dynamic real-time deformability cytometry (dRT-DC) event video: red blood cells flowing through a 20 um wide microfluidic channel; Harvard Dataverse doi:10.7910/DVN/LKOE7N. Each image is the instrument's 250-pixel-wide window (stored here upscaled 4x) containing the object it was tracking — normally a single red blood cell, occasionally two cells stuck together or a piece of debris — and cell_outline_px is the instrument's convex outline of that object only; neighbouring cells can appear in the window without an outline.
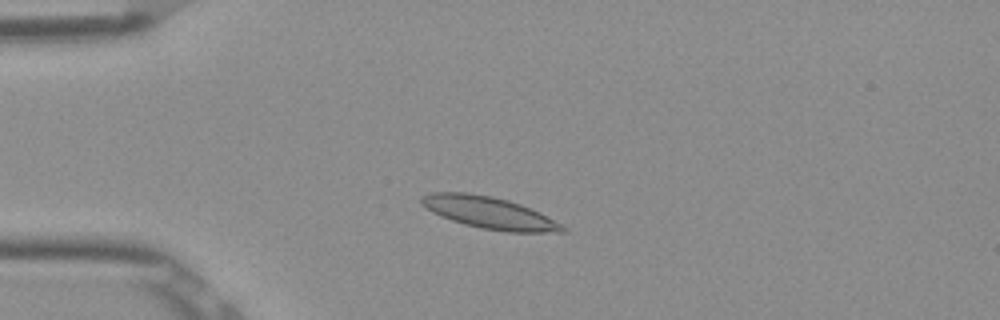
{"species": "Egyptian fruit bat (a non-hibernating species)", "species_latin": "Rousettus aegyptiacus", "temperature_condition": "room temperature", "stored_images_in_passage": 50, "camera_frame_rate_fps": 3000, "um_per_image_px": 0.085, "frame": {"image": 1, "passage_image": 10, "time_ms": 3.0, "image_size_px": [1000, 320], "cell_outline_px": [[568, 232], [508, 232], [480, 228], [464, 224], [440, 216], [432, 212], [420, 204], [420, 196], [432, 192], [468, 192], [492, 196], [508, 200], [520, 204], [540, 212], [568, 228]], "centroid_in_image_um": [41.58, 18.08], "position_along_channel_um": 43.4, "area_um2": 26.41}}
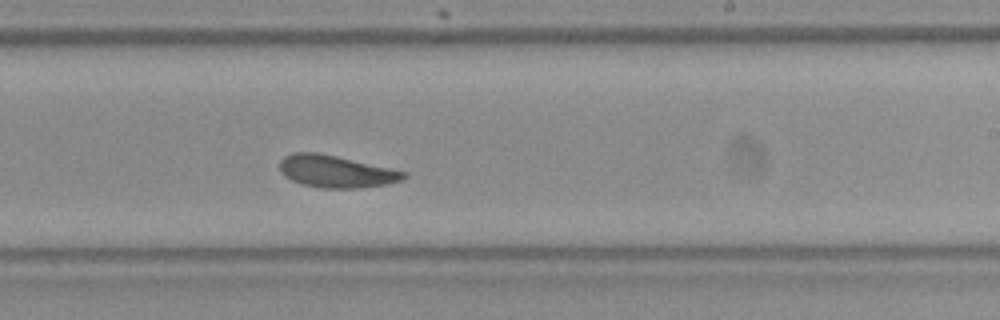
{"frame": {"image": 2, "passage_image": 29, "time_ms": 9.333, "image_size_px": [1000, 320], "cell_outline_px": [[408, 176], [404, 180], [388, 184], [352, 188], [320, 188], [304, 184], [292, 180], [284, 176], [280, 172], [280, 160], [284, 156], [292, 152], [316, 152], [336, 156], [392, 168], [408, 172]], "centroid_in_image_um": [28.58, 14.57], "position_along_channel_um": 260.4, "area_um2": 23.35}}
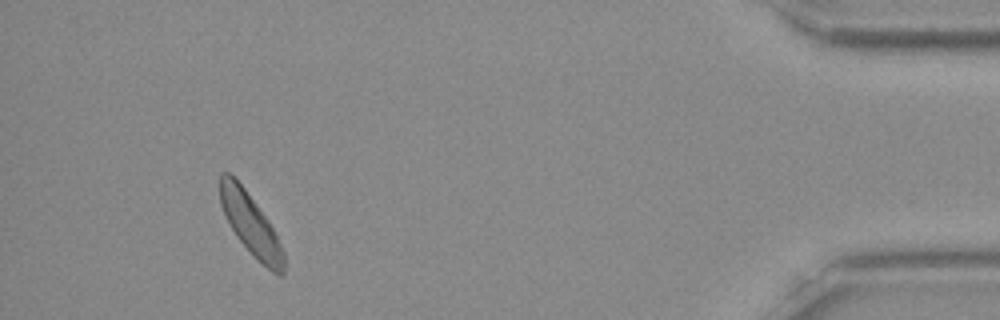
{"frame": {"image": 3, "passage_image": 46, "time_ms": 15.0, "image_size_px": [1000, 320], "cell_outline_px": [[284, 276], [280, 276], [272, 272], [236, 236], [220, 204], [220, 172], [228, 172], [244, 188], [268, 220], [284, 252]], "centroid_in_image_um": [21.31, 19.05], "position_along_channel_um": 413.9, "area_um2": 21.91}, "authors_computed_cell_mechanics": {"area_um2": 23.5824, "velocity_mm_per_s": 3.8183, "shape_relaxation_time_tau1_ms": 3.6709, "shape_relaxation_time_tau2_ms": 7.9383, "deformation_change_tau1": 0.101, "deformation_change_tau2": 0.1659}}